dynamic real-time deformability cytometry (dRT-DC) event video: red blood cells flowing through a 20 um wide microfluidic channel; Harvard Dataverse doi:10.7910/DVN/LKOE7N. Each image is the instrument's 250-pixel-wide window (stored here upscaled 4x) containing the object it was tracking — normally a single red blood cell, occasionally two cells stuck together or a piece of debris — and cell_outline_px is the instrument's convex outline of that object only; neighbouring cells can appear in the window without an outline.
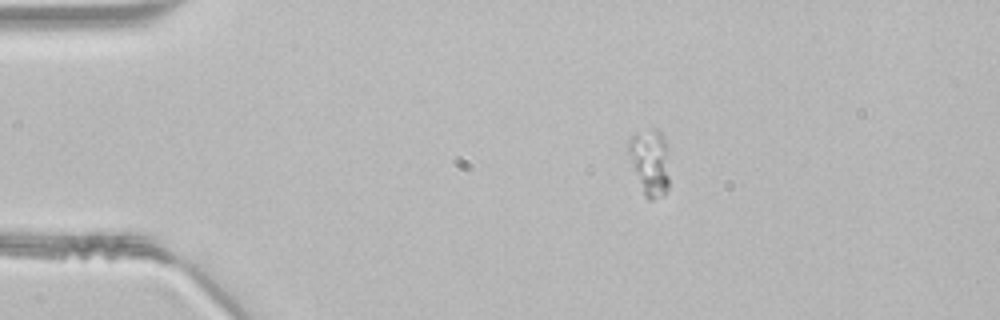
{"species": "common noctule bat (a hibernating species)", "species_latin": "Nyctalus noctula", "temperature_condition": "room temperature", "stored_images_in_passage": 49, "camera_frame_rate_fps": 3000, "um_per_image_px": 0.085, "animal": {"sex": "male", "body_mass_g": 21.5, "forearm_length_mm": 52.0}, "frame": {"image": 1, "passage_image": 9, "time_ms": 2.667, "image_size_px": [1000, 320], "cell_outline_px": [[668, 188], [664, 192], [652, 200], [648, 200], [644, 196], [628, 148], [628, 140], [632, 136], [652, 128], [656, 128], [660, 132], [668, 148]], "centroid_in_image_um": [55.28, 13.76], "position_along_channel_um": 29.7, "area_um2": 15.26}}
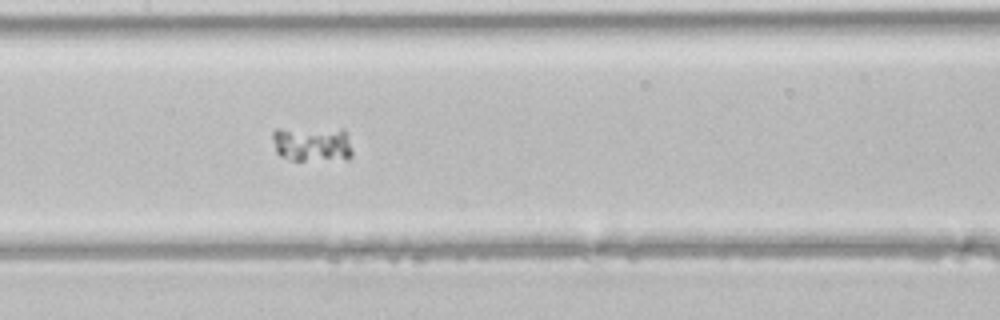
{"frame": {"image": 2, "passage_image": 24, "time_ms": 7.667, "image_size_px": [1000, 320], "cell_outline_px": [[352, 156], [348, 160], [292, 160], [280, 156], [276, 152], [272, 140], [272, 132], [276, 128], [344, 128], [352, 152]], "centroid_in_image_um": [26.52, 12.23], "position_along_channel_um": 180.9, "area_um2": 16.94}}
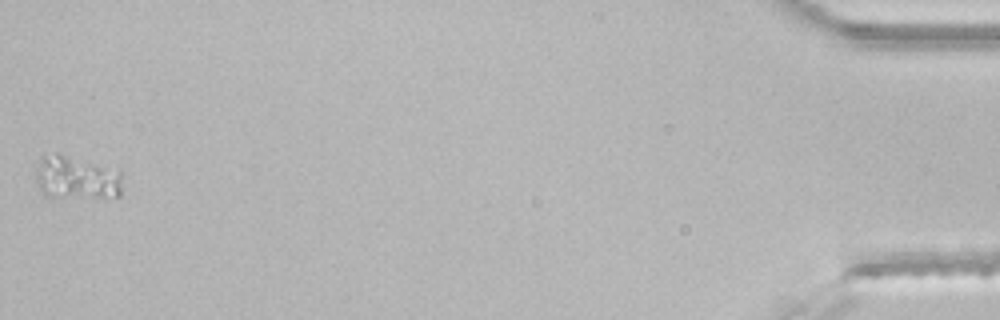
{"frame": {"image": 3, "passage_image": 49, "time_ms": 16.0, "image_size_px": [1000, 320], "cell_outline_px": [[120, 196], [104, 200], [44, 196], [36, 180], [36, 172], [40, 156], [56, 152], [120, 168]], "centroid_in_image_um": [6.54, 15.12], "position_along_channel_um": 428.7, "area_um2": 23.06}}